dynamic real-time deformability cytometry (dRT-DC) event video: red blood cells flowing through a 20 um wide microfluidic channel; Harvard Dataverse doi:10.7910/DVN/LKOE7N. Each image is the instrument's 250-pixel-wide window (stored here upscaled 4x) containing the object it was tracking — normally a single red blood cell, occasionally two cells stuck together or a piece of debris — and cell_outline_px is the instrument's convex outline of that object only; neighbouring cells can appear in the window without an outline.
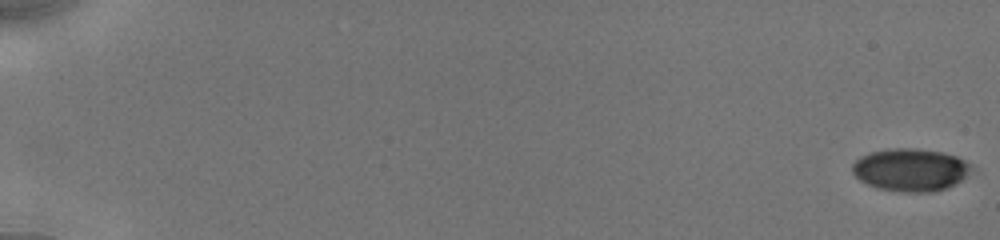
{"species": "human", "species_latin": "Homo sapiens", "temperature_condition": "cold", "stored_images_in_passage": 38, "camera_frame_rate_fps": 3000, "um_per_image_px": 0.085, "donor": {"sex": "male"}, "frame": {"image": 1, "passage_image": 1, "time_ms": 0.0, "image_size_px": [1000, 240], "cell_outline_px": [[972, 168], [960, 180], [948, 188], [932, 192], [904, 192], [876, 188], [860, 180], [852, 172], [852, 164], [860, 156], [872, 152], [888, 148], [916, 148], [940, 152], [956, 156], [964, 160]], "centroid_in_image_um": [77.35, 14.43], "position_along_channel_um": 7.6, "area_um2": 29.42}}
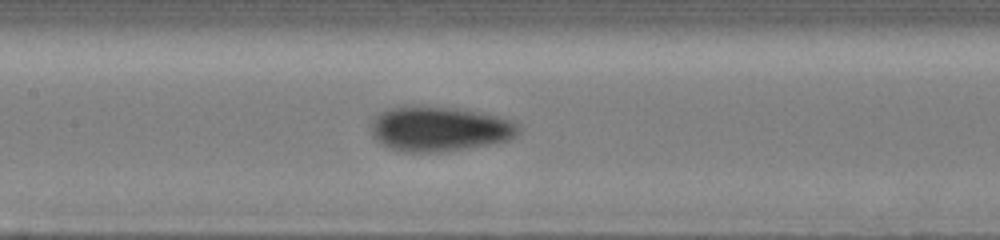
{"frame": {"image": 2, "passage_image": 17, "time_ms": 9.333, "image_size_px": [1000, 240], "cell_outline_px": [[520, 132], [516, 136], [508, 140], [492, 144], [448, 152], [396, 152], [380, 144], [372, 136], [372, 120], [384, 108], [404, 104], [420, 104], [464, 108], [512, 120], [520, 124]], "centroid_in_image_um": [37.32, 10.93], "position_along_channel_um": 170.1, "area_um2": 40.11}}
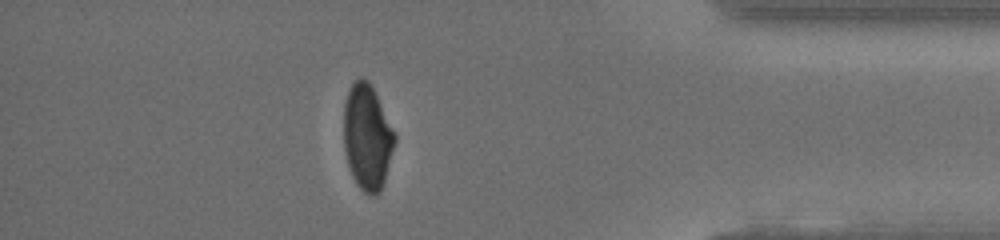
{"frame": {"image": 3, "passage_image": 33, "time_ms": 16.0, "image_size_px": [1000, 240], "cell_outline_px": [[396, 140], [384, 180], [380, 192], [372, 196], [364, 192], [360, 188], [352, 176], [348, 164], [344, 148], [344, 104], [348, 92], [352, 84], [360, 76], [368, 80], [396, 132]], "centroid_in_image_um": [31.22, 11.65], "position_along_channel_um": 404.0, "area_um2": 31.15}, "authors_computed_cell_mechanics": {"area_um2": 32.7148, "velocity_mm_per_s": 3.9232, "shape_relaxation_time_tau1_ms": 3.5249, "shape_relaxation_time_tau2_ms": null, "deformation_change_tau1": 0.0923, "deformation_change_tau2": null}}